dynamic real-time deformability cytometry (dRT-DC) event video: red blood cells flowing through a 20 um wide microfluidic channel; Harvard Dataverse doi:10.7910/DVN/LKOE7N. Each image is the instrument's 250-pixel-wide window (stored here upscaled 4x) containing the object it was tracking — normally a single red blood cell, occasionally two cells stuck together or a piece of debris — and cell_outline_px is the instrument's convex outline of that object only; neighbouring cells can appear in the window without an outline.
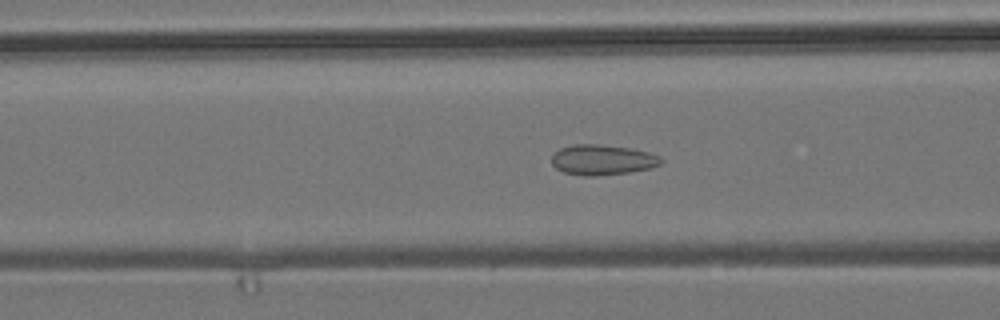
{"species": "common noctule bat (a hibernating species)", "species_latin": "Nyctalus noctula", "temperature_condition": "room temperature", "stored_images_in_passage": 44, "camera_frame_rate_fps": 3000, "um_per_image_px": 0.085, "animal": {"sex": "male", "body_mass_g": 19.2, "forearm_length_mm": 51.8}, "frame": {"image": 1, "passage_image": 11, "time_ms": 3.333, "image_size_px": [1000, 320], "cell_outline_px": [[664, 160], [660, 164], [652, 168], [628, 172], [596, 176], [584, 176], [564, 172], [556, 168], [552, 164], [552, 156], [560, 148], [572, 144], [596, 144], [628, 148], [648, 152], [660, 156]], "centroid_in_image_um": [51.21, 13.59], "position_along_channel_um": 115.4, "area_um2": 19.25}}
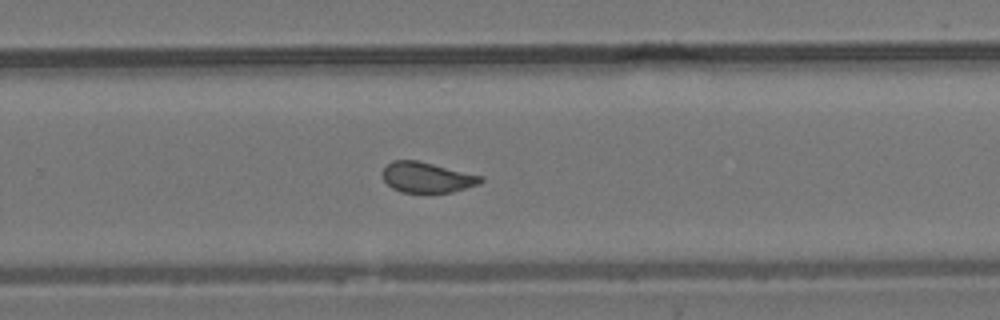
{"frame": {"image": 2, "passage_image": 25, "time_ms": 8.0, "image_size_px": [1000, 320], "cell_outline_px": [[484, 180], [480, 184], [452, 192], [400, 192], [392, 188], [384, 180], [384, 168], [392, 160], [416, 160], [484, 176]], "centroid_in_image_um": [36.33, 15.08], "position_along_channel_um": 293.5, "area_um2": 17.28}}
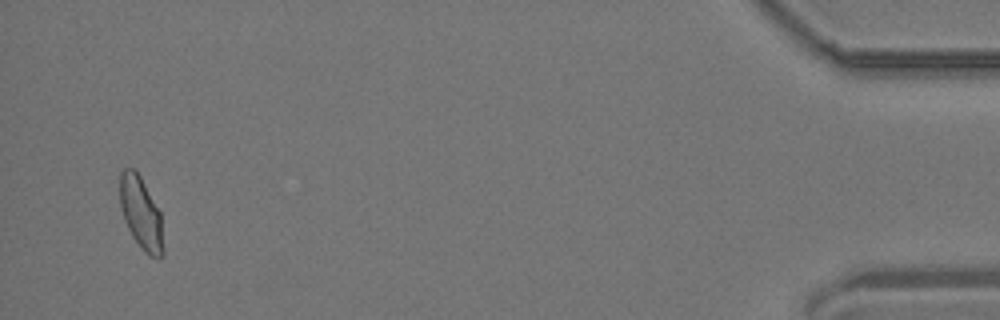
{"frame": {"image": 3, "passage_image": 42, "time_ms": 13.667, "image_size_px": [1000, 320], "cell_outline_px": [[164, 256], [160, 260], [156, 260], [148, 256], [144, 252], [132, 236], [124, 220], [120, 208], [120, 172], [124, 168], [136, 168], [160, 212], [164, 252]], "centroid_in_image_um": [11.99, 18.16], "position_along_channel_um": 423.2, "area_um2": 18.61}, "authors_computed_cell_mechanics": {"area_um2": 18.2648, "velocity_mm_per_s": 3.8316, "shape_relaxation_time_tau1_ms": null, "shape_relaxation_time_tau2_ms": 0.9851, "deformation_change_tau1": null, "deformation_change_tau2": 0.0661}}